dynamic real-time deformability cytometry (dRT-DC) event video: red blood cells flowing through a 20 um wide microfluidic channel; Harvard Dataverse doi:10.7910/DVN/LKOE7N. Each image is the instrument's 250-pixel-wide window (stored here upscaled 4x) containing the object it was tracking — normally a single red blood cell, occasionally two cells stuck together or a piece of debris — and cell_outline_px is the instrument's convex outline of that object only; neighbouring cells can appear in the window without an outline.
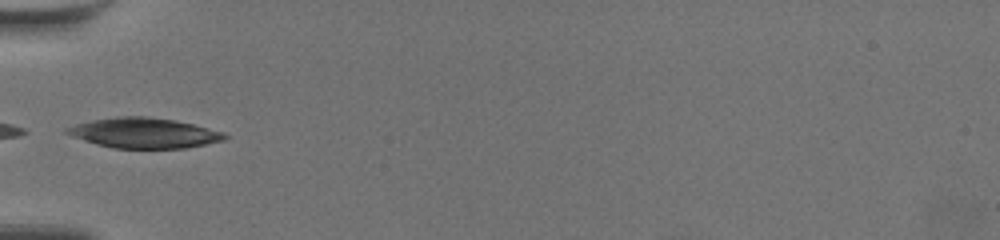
{"species": "common noctule bat (a hibernating species)", "species_latin": "Nyctalus noctula", "temperature_condition": "warm", "stored_images_in_passage": 9, "camera_frame_rate_fps": 3000, "um_per_image_px": 0.085, "animal": {"sex": "female", "body_mass_g": 19.5, "forearm_length_mm": 54.1}, "frame": {"image": 1, "passage_image": 1, "time_ms": 0.0, "image_size_px": [1000, 240], "cell_outline_px": [[228, 136], [224, 140], [188, 148], [116, 148], [96, 144], [72, 136], [64, 132], [64, 128], [76, 124], [92, 120], [120, 116], [144, 116], [176, 120], [224, 132]], "centroid_in_image_um": [12.24, 11.3], "position_along_channel_um": 72.8, "area_um2": 27.69}}